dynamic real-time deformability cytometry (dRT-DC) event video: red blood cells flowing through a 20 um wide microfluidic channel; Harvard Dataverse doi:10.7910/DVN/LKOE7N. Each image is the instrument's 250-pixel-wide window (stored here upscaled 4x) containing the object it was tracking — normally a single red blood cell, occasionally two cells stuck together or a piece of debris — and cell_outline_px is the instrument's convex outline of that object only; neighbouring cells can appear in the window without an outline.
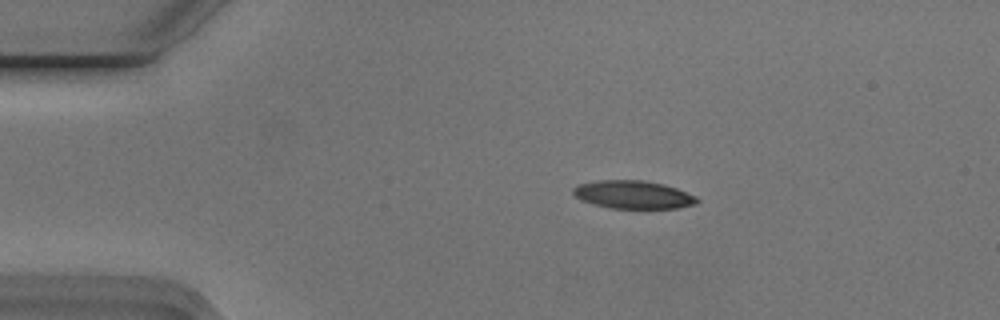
{"species": "Egyptian fruit bat (a non-hibernating species)", "species_latin": "Rousettus aegyptiacus", "temperature_condition": "cold", "stored_images_in_passage": 6, "camera_frame_rate_fps": 3000, "um_per_image_px": 0.085, "animal": {"sex": "male"}, "frame": {"image": 1, "passage_image": 1, "time_ms": 0.0, "image_size_px": [1000, 320], "cell_outline_px": [[700, 200], [696, 204], [676, 208], [608, 208], [592, 204], [580, 200], [572, 192], [572, 188], [576, 184], [600, 180], [644, 180], [664, 184], [676, 188], [696, 196]], "centroid_in_image_um": [53.79, 16.54], "position_along_channel_um": 31.2, "area_um2": 20.4}}
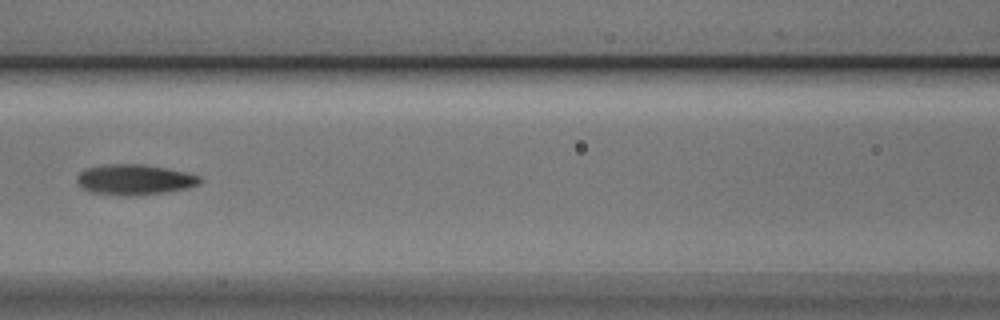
{"frame": {"image": 2, "passage_image": 5, "time_ms": 1.333, "image_size_px": [1000, 320], "cell_outline_px": [[200, 184], [188, 188], [164, 192], [136, 196], [128, 196], [92, 192], [84, 188], [76, 180], [76, 176], [84, 168], [104, 164], [144, 164], [168, 168], [200, 176]], "centroid_in_image_um": [11.43, 15.26], "position_along_channel_um": 155.2, "area_um2": 21.85}}
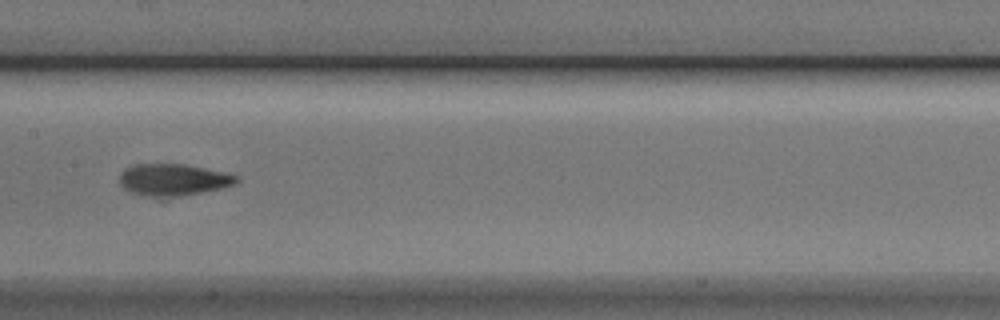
{"frame": {"image": 3, "passage_image": 6, "time_ms": 1.667, "image_size_px": [1000, 320], "cell_outline_px": [[240, 180], [236, 184], [204, 192], [160, 200], [132, 192], [124, 188], [120, 184], [120, 172], [124, 168], [132, 164], [184, 164], [204, 168], [240, 176]], "centroid_in_image_um": [14.7, 15.3], "position_along_channel_um": 192.7, "area_um2": 22.2}}